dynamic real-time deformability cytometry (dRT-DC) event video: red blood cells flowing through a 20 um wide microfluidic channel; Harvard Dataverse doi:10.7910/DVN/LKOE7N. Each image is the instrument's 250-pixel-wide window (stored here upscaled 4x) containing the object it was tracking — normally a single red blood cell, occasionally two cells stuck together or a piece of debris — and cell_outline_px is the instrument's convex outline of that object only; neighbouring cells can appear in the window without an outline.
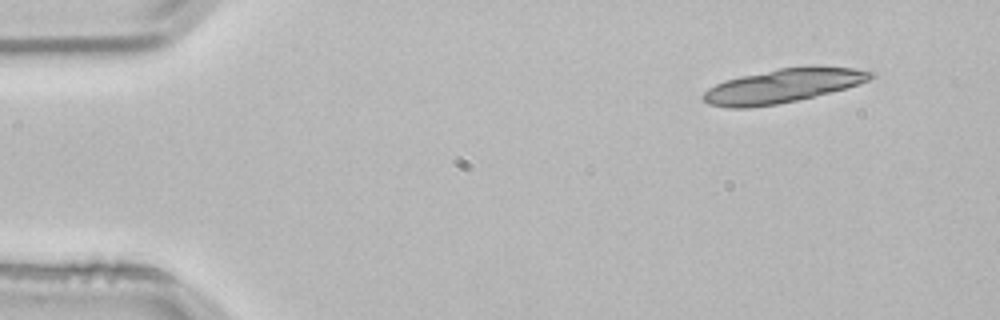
{"species": "common noctule bat (a hibernating species)", "species_latin": "Nyctalus noctula", "temperature_condition": "room temperature", "stored_images_in_passage": 3, "camera_frame_rate_fps": 3000, "um_per_image_px": 0.085, "animal": {"sex": "male", "body_mass_g": 21.5, "forearm_length_mm": 52.0}, "frame": {"image": 1, "passage_image": 1, "time_ms": 0.0, "image_size_px": [1000, 320], "cell_outline_px": [[876, 76], [868, 80], [844, 88], [796, 100], [776, 104], [748, 108], [728, 108], [708, 104], [700, 96], [708, 88], [724, 80], [740, 76], [780, 68], [812, 64], [856, 68], [876, 72]], "centroid_in_image_um": [66.55, 7.26], "position_along_channel_um": 18.5, "area_um2": 33.35}}